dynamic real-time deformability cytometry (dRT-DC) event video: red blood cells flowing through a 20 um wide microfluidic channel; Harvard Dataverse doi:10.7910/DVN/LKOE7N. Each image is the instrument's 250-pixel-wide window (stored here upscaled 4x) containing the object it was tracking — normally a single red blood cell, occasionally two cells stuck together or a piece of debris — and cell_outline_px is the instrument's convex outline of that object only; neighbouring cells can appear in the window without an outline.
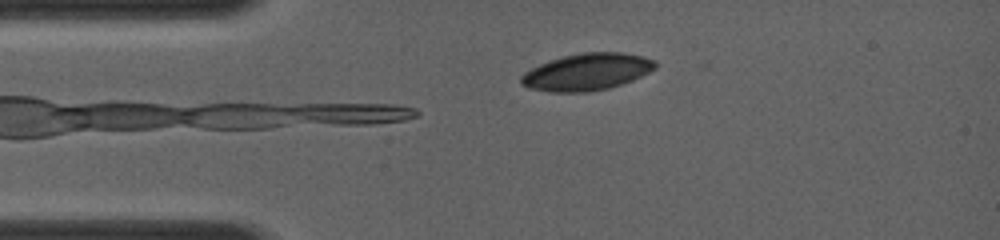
{"species": "common noctule bat (a hibernating species)", "species_latin": "Nyctalus noctula", "temperature_condition": "room temperature", "stored_images_in_passage": 4, "camera_frame_rate_fps": 4000, "um_per_image_px": 0.085, "animal": {"sex": "female", "body_mass_g": 19.0, "forearm_length_mm": 56.7}, "frame": {"image": 1, "passage_image": 3, "time_ms": 2.25, "image_size_px": [1000, 240], "cell_outline_px": [[656, 68], [632, 80], [608, 88], [588, 92], [552, 92], [528, 88], [520, 84], [520, 76], [524, 72], [548, 60], [580, 52], [624, 52], [644, 56], [656, 60]], "centroid_in_image_um": [49.87, 6.1], "position_along_channel_um": 35.1, "area_um2": 29.02}}